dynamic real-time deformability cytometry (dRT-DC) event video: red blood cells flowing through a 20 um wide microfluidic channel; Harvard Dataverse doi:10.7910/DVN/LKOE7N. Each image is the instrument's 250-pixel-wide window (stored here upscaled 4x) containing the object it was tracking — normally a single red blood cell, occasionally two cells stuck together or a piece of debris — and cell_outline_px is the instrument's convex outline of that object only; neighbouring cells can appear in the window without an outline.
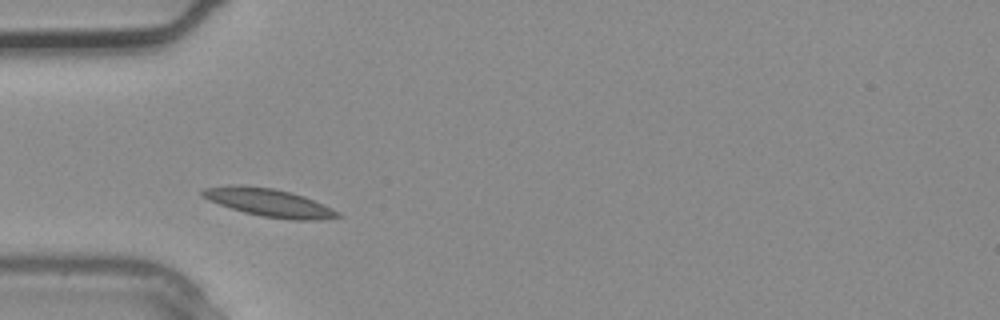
{"species": "common noctule bat (a hibernating species)", "species_latin": "Nyctalus noctula", "temperature_condition": "warm", "stored_images_in_passage": 1, "camera_frame_rate_fps": 3000, "um_per_image_px": 0.085, "animal": {"sex": "male", "body_mass_g": 20.4}, "frame": {"image": 1, "passage_image": 1, "time_ms": 0.0, "image_size_px": [1000, 320], "cell_outline_px": [[344, 216], [320, 220], [292, 220], [264, 216], [244, 212], [208, 200], [200, 196], [200, 192], [204, 188], [244, 184], [272, 188], [292, 192], [304, 196], [332, 208], [340, 212]], "centroid_in_image_um": [22.9, 17.22], "position_along_channel_um": 62.1, "area_um2": 22.02}}